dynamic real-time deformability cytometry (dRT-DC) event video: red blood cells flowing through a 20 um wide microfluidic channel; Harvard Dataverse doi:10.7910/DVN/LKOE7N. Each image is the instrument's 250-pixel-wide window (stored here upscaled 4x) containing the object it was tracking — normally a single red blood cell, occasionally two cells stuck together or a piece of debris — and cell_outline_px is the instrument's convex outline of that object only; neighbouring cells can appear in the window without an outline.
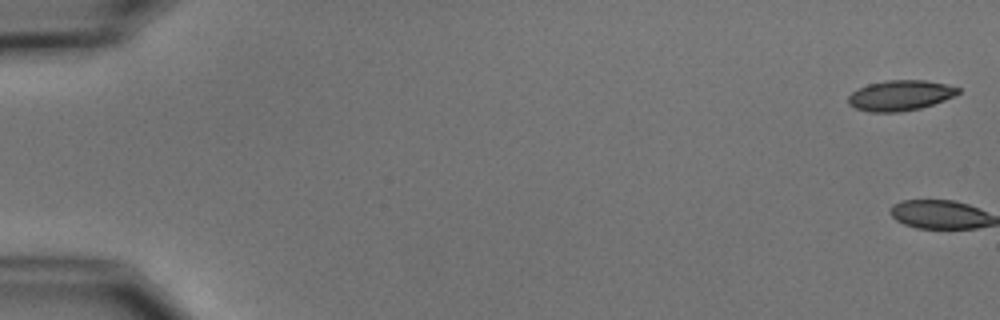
{"species": "common noctule bat (a hibernating species)", "species_latin": "Nyctalus noctula", "temperature_condition": "cold", "stored_images_in_passage": 7, "camera_frame_rate_fps": 3000, "um_per_image_px": 0.085, "animal": {"sex": "male", "body_mass_g": 15.6}, "frame": {"image": 1, "passage_image": 1, "time_ms": 0.0, "image_size_px": [1000, 320], "cell_outline_px": [[960, 92], [944, 100], [920, 108], [900, 112], [868, 112], [856, 108], [848, 104], [848, 96], [852, 92], [868, 84], [888, 80], [924, 80], [944, 84], [960, 88]], "centroid_in_image_um": [76.49, 8.12], "position_along_channel_um": 8.5, "area_um2": 19.25}}